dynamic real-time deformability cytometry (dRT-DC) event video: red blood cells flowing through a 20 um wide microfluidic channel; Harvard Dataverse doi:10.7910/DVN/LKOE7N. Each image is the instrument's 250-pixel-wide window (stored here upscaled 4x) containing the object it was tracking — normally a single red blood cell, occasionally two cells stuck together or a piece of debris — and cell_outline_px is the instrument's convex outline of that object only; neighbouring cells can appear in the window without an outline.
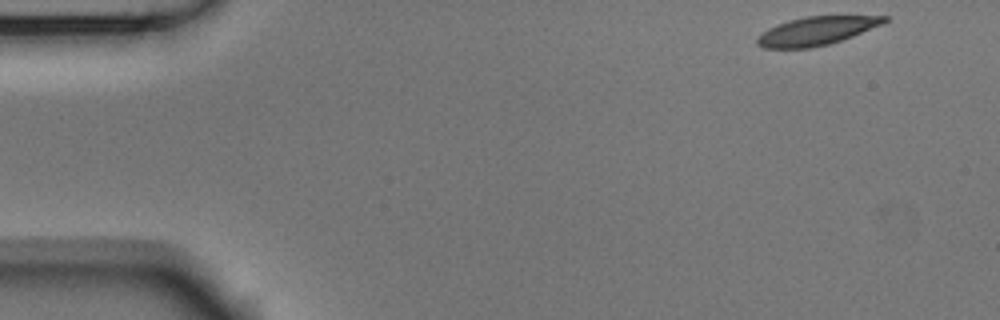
{"species": "Egyptian fruit bat (a non-hibernating species)", "species_latin": "Rousettus aegyptiacus", "temperature_condition": "room temperature", "stored_images_in_passage": 51, "camera_frame_rate_fps": 3000, "um_per_image_px": 0.085, "animal": {"sex": "male"}, "frame": {"image": 1, "passage_image": 1, "time_ms": 0.0, "image_size_px": [1000, 320], "cell_outline_px": [[892, 16], [884, 24], [852, 36], [828, 44], [812, 48], [764, 48], [756, 44], [756, 40], [768, 28], [776, 24], [788, 20], [808, 16]], "centroid_in_image_um": [69.42, 2.62], "position_along_channel_um": 15.6, "area_um2": 20.98}}
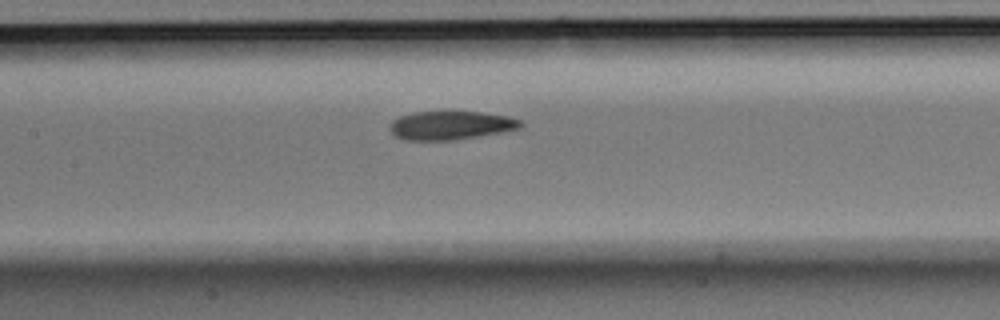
{"frame": {"image": 2, "passage_image": 22, "time_ms": 7.0, "image_size_px": [1000, 320], "cell_outline_px": [[524, 124], [520, 128], [480, 136], [452, 140], [404, 140], [396, 136], [388, 128], [388, 124], [392, 120], [400, 116], [416, 112], [452, 108], [508, 116], [520, 120]], "centroid_in_image_um": [38.28, 10.61], "position_along_channel_um": 169.1, "area_um2": 22.66}}
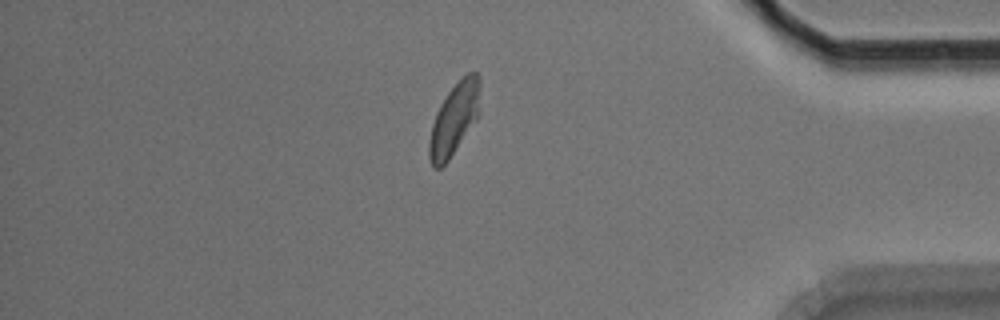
{"frame": {"image": 3, "passage_image": 43, "time_ms": 14.0, "image_size_px": [1000, 320], "cell_outline_px": [[480, 116], [448, 160], [440, 168], [432, 168], [428, 156], [428, 144], [432, 124], [436, 112], [440, 104], [448, 92], [468, 72], [476, 72], [480, 76]], "centroid_in_image_um": [38.63, 10.12], "position_along_channel_um": 396.6, "area_um2": 21.56}, "authors_computed_cell_mechanics": {"area_um2": 22.253, "velocity_mm_per_s": 3.7002, "shape_relaxation_time_tau1_ms": 3.7, "shape_relaxation_time_tau2_ms": 1.9998, "deformation_change_tau1": 0.1579, "deformation_change_tau2": 0.0833}}